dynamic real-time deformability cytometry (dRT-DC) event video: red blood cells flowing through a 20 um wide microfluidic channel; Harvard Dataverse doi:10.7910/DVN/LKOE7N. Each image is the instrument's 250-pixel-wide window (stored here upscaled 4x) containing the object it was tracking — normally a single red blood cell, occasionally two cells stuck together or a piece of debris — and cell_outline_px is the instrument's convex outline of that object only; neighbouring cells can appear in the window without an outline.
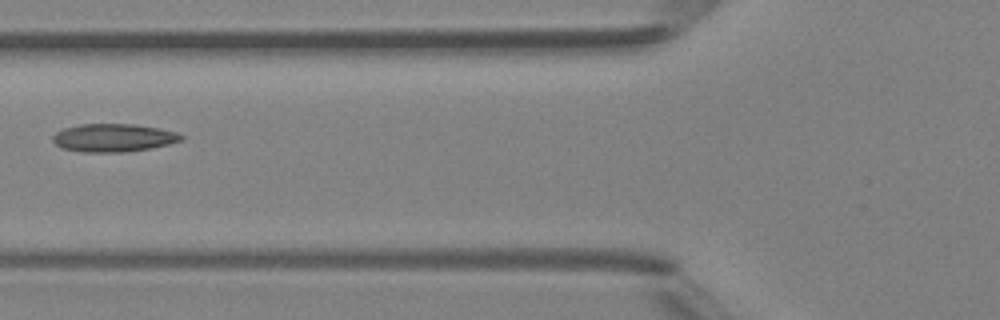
{"species": "Egyptian fruit bat (a non-hibernating species)", "species_latin": "Rousettus aegyptiacus", "temperature_condition": "room temperature", "stored_images_in_passage": 6, "camera_frame_rate_fps": 3000, "um_per_image_px": 0.085, "animal": {"sex": "female"}, "frame": {"image": 1, "passage_image": 6, "time_ms": 5.667, "image_size_px": [1000, 320], "cell_outline_px": [[184, 140], [168, 144], [148, 148], [124, 152], [84, 152], [64, 148], [56, 144], [52, 140], [52, 136], [56, 132], [64, 128], [80, 124], [136, 124], [160, 128], [176, 132], [184, 136]], "centroid_in_image_um": [9.66, 11.7], "position_along_channel_um": 116.1, "area_um2": 20.92}}